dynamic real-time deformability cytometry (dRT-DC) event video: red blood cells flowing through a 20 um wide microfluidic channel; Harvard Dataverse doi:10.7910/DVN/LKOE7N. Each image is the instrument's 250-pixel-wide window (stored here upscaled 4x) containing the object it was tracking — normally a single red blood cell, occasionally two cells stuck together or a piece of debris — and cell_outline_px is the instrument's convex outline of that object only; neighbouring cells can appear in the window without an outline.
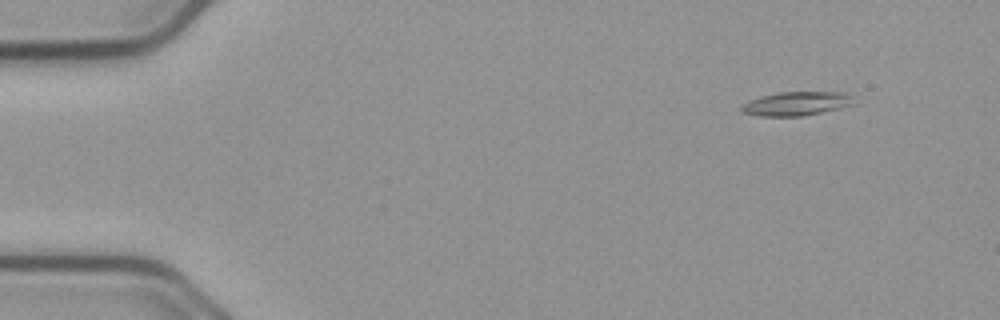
{"species": "common noctule bat (a hibernating species)", "species_latin": "Nyctalus noctula", "temperature_condition": "cold", "stored_images_in_passage": 56, "camera_frame_rate_fps": 3000, "um_per_image_px": 0.085, "animal": {"sex": "male", "body_mass_g": 23.1, "forearm_length_mm": 52.7}, "frame": {"image": 1, "passage_image": 6, "time_ms": 1.667, "image_size_px": [1000, 320], "cell_outline_px": [[856, 104], [820, 112], [800, 116], [756, 116], [744, 112], [740, 108], [748, 100], [760, 96], [780, 92], [848, 92], [852, 96]], "centroid_in_image_um": [67.71, 8.79], "position_along_channel_um": 17.3, "area_um2": 15.61}}
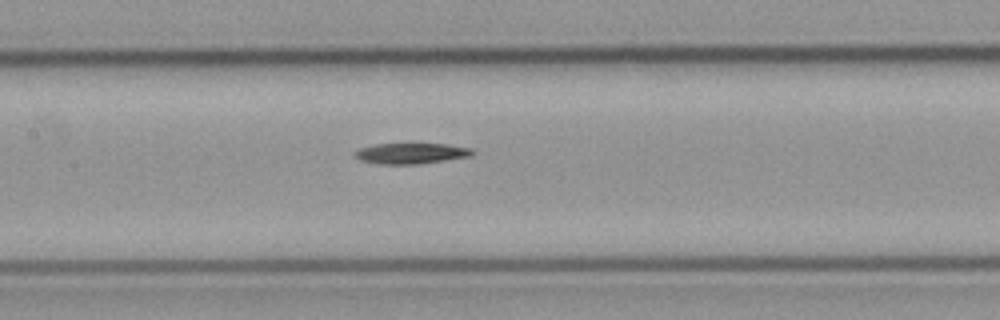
{"frame": {"image": 2, "passage_image": 27, "time_ms": 8.667, "image_size_px": [1000, 320], "cell_outline_px": [[476, 152], [472, 156], [420, 164], [380, 164], [360, 160], [352, 152], [360, 148], [376, 144], [448, 144], [472, 148]], "centroid_in_image_um": [34.99, 13.04], "position_along_channel_um": 172.4, "area_um2": 14.28}}
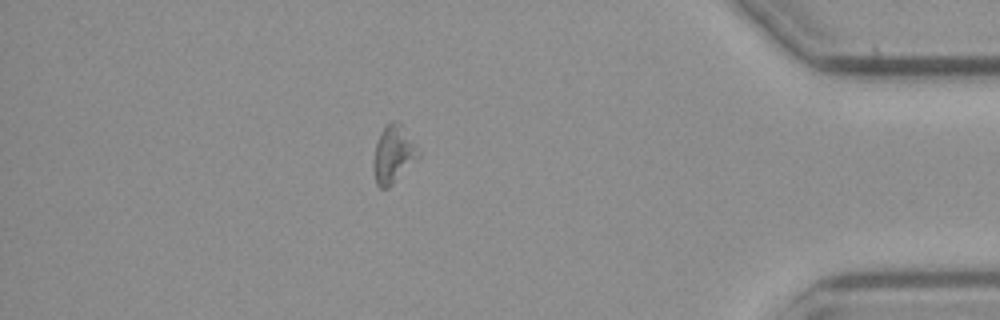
{"frame": {"image": 3, "passage_image": 49, "time_ms": 16.0, "image_size_px": [1000, 320], "cell_outline_px": [[420, 156], [388, 188], [380, 188], [376, 184], [372, 164], [376, 144], [380, 132], [392, 120], [400, 120], [420, 148]], "centroid_in_image_um": [33.46, 13.07], "position_along_channel_um": 401.7, "area_um2": 15.37}, "authors_computed_cell_mechanics": {"area_um2": 14.8835, "velocity_mm_per_s": 3.7034, "shape_relaxation_time_tau1_ms": 6.7725, "shape_relaxation_time_tau2_ms": null, "deformation_change_tau1": 0.1366, "deformation_change_tau2": null}}